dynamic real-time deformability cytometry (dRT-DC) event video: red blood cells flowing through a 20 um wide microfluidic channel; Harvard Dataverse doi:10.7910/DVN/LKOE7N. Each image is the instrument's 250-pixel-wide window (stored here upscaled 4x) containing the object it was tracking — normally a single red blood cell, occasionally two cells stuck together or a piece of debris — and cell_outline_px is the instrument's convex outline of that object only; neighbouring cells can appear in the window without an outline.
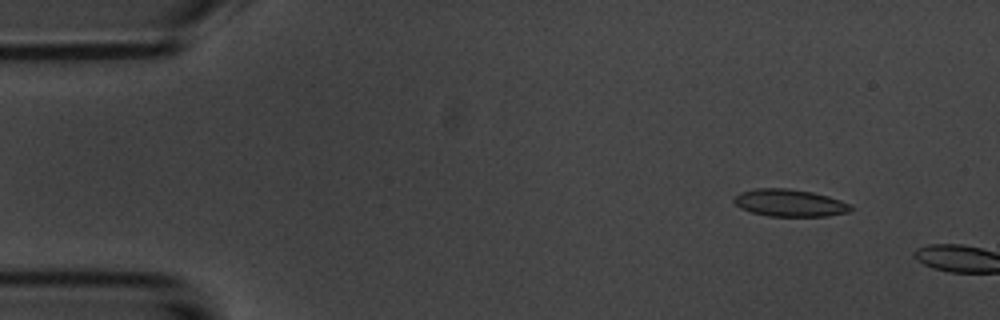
{"species": "common noctule bat (a hibernating species)", "species_latin": "Nyctalus noctula", "temperature_condition": "room temperature", "stored_images_in_passage": 3, "camera_frame_rate_fps": 3000, "um_per_image_px": 0.085, "animal": {"sex": "male", "body_mass_g": 20.1, "forearm_length_mm": 53.5}, "frame": {"image": 1, "passage_image": 2, "time_ms": 1.0, "image_size_px": [1000, 320], "cell_outline_px": [[856, 208], [848, 212], [824, 216], [768, 216], [752, 212], [740, 208], [732, 200], [740, 192], [756, 188], [788, 188], [812, 192], [828, 196], [852, 204]], "centroid_in_image_um": [67.15, 17.24], "position_along_channel_um": 17.9, "area_um2": 18.61}}